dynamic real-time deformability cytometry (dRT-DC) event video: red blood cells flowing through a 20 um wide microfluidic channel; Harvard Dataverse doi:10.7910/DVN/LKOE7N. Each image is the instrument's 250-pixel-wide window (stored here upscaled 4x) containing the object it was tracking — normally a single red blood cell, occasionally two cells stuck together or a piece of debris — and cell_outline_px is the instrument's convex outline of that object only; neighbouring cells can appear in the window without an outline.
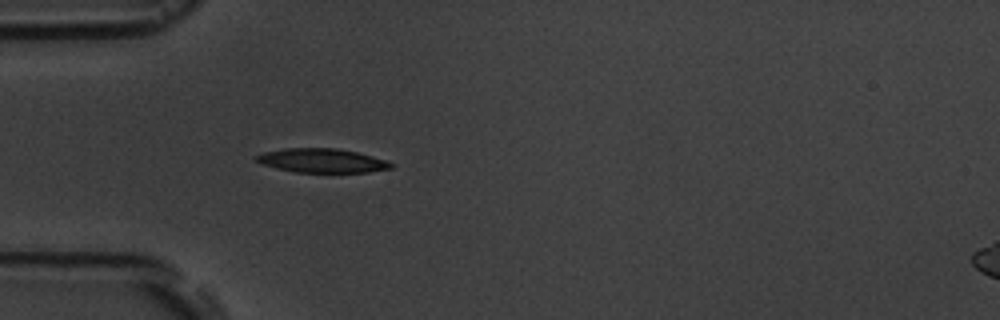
{"species": "common noctule bat (a hibernating species)", "species_latin": "Nyctalus noctula", "temperature_condition": "room temperature", "stored_images_in_passage": 4, "segment_of_instrument_passage": [1, 2], "camera_frame_rate_fps": 3000, "um_per_image_px": 0.085, "animal": {"sex": "male", "body_mass_g": 19.5, "forearm_length_mm": 54.6}, "frame": {"image": 1, "passage_image": 3, "time_ms": 2.333, "image_size_px": [1000, 320], "cell_outline_px": [[392, 168], [368, 172], [296, 172], [276, 168], [264, 164], [256, 160], [252, 156], [264, 152], [284, 148], [336, 148], [356, 152], [372, 156], [384, 160], [392, 164]], "centroid_in_image_um": [27.32, 13.64], "position_along_channel_um": 57.7, "area_um2": 18.67}}